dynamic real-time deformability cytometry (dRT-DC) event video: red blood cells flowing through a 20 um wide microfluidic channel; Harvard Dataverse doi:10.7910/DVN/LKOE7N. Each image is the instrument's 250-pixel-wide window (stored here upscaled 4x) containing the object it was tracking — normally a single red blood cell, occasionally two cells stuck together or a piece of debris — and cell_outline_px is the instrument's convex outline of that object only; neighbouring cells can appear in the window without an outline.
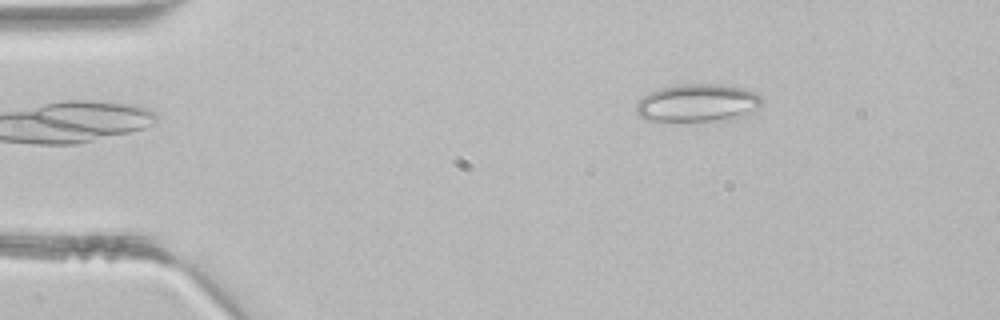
{"species": "common noctule bat (a hibernating species)", "species_latin": "Nyctalus noctula", "temperature_condition": "room temperature", "stored_images_in_passage": 2, "camera_frame_rate_fps": 3000, "um_per_image_px": 0.085, "animal": {"sex": "male", "body_mass_g": 21.5, "forearm_length_mm": 52.0}, "frame": {"image": 1, "passage_image": 1, "time_ms": 0.0, "image_size_px": [1000, 320], "cell_outline_px": [[760, 104], [756, 108], [728, 120], [644, 120], [636, 116], [636, 104], [648, 92], [660, 88], [680, 84], [720, 84], [744, 88], [756, 92], [760, 96]], "centroid_in_image_um": [59.23, 8.73], "position_along_channel_um": 25.8, "area_um2": 27.34}}